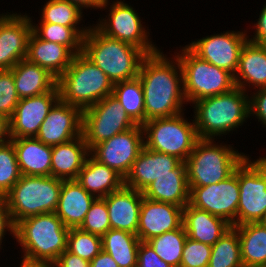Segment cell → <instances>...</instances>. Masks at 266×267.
<instances>
[{"instance_id":"6da1fadb","label":"cell","mask_w":266,"mask_h":267,"mask_svg":"<svg viewBox=\"0 0 266 267\" xmlns=\"http://www.w3.org/2000/svg\"><path fill=\"white\" fill-rule=\"evenodd\" d=\"M162 53L158 50L146 55L139 68L138 77L144 93L145 122L176 116L183 112V104L186 102L179 59L174 55L175 60L170 61Z\"/></svg>"},{"instance_id":"7a4b0ae2","label":"cell","mask_w":266,"mask_h":267,"mask_svg":"<svg viewBox=\"0 0 266 267\" xmlns=\"http://www.w3.org/2000/svg\"><path fill=\"white\" fill-rule=\"evenodd\" d=\"M239 87L194 102V121L200 139L227 135L250 117L249 96ZM214 136V137H213Z\"/></svg>"},{"instance_id":"3957f363","label":"cell","mask_w":266,"mask_h":267,"mask_svg":"<svg viewBox=\"0 0 266 267\" xmlns=\"http://www.w3.org/2000/svg\"><path fill=\"white\" fill-rule=\"evenodd\" d=\"M82 52L100 68L113 84L138 77L146 54L138 47L110 38L89 26Z\"/></svg>"},{"instance_id":"277c9868","label":"cell","mask_w":266,"mask_h":267,"mask_svg":"<svg viewBox=\"0 0 266 267\" xmlns=\"http://www.w3.org/2000/svg\"><path fill=\"white\" fill-rule=\"evenodd\" d=\"M67 228L55 212L26 217L15 224L24 258L54 263L67 250Z\"/></svg>"},{"instance_id":"5b68a950","label":"cell","mask_w":266,"mask_h":267,"mask_svg":"<svg viewBox=\"0 0 266 267\" xmlns=\"http://www.w3.org/2000/svg\"><path fill=\"white\" fill-rule=\"evenodd\" d=\"M114 84L83 52L57 79L59 98L82 111L112 95Z\"/></svg>"},{"instance_id":"8992f818","label":"cell","mask_w":266,"mask_h":267,"mask_svg":"<svg viewBox=\"0 0 266 267\" xmlns=\"http://www.w3.org/2000/svg\"><path fill=\"white\" fill-rule=\"evenodd\" d=\"M213 141L199 139L185 161L189 190L227 179L247 157L230 145H218Z\"/></svg>"},{"instance_id":"52a82bcc","label":"cell","mask_w":266,"mask_h":267,"mask_svg":"<svg viewBox=\"0 0 266 267\" xmlns=\"http://www.w3.org/2000/svg\"><path fill=\"white\" fill-rule=\"evenodd\" d=\"M62 181L52 176L21 175L3 197L14 224L26 217L55 212Z\"/></svg>"},{"instance_id":"ba28073f","label":"cell","mask_w":266,"mask_h":267,"mask_svg":"<svg viewBox=\"0 0 266 267\" xmlns=\"http://www.w3.org/2000/svg\"><path fill=\"white\" fill-rule=\"evenodd\" d=\"M177 53L182 72L186 102L227 93L235 88L234 76L196 56L187 46Z\"/></svg>"},{"instance_id":"9c48e42d","label":"cell","mask_w":266,"mask_h":267,"mask_svg":"<svg viewBox=\"0 0 266 267\" xmlns=\"http://www.w3.org/2000/svg\"><path fill=\"white\" fill-rule=\"evenodd\" d=\"M183 115L182 112L176 116L146 121L142 125L145 147L185 162L200 138L195 121L188 122Z\"/></svg>"},{"instance_id":"30bf717a","label":"cell","mask_w":266,"mask_h":267,"mask_svg":"<svg viewBox=\"0 0 266 267\" xmlns=\"http://www.w3.org/2000/svg\"><path fill=\"white\" fill-rule=\"evenodd\" d=\"M135 126L121 103L112 95L82 112V135L89 150L96 144Z\"/></svg>"},{"instance_id":"8fae6325","label":"cell","mask_w":266,"mask_h":267,"mask_svg":"<svg viewBox=\"0 0 266 267\" xmlns=\"http://www.w3.org/2000/svg\"><path fill=\"white\" fill-rule=\"evenodd\" d=\"M248 157L238 166L237 225L259 222L266 213V164Z\"/></svg>"},{"instance_id":"7c38bea8","label":"cell","mask_w":266,"mask_h":267,"mask_svg":"<svg viewBox=\"0 0 266 267\" xmlns=\"http://www.w3.org/2000/svg\"><path fill=\"white\" fill-rule=\"evenodd\" d=\"M239 203L238 167L227 179L207 186L193 187L189 192V204L218 216L237 226Z\"/></svg>"},{"instance_id":"4fadbf2b","label":"cell","mask_w":266,"mask_h":267,"mask_svg":"<svg viewBox=\"0 0 266 267\" xmlns=\"http://www.w3.org/2000/svg\"><path fill=\"white\" fill-rule=\"evenodd\" d=\"M108 18L102 19L95 27L104 35L140 48L146 55L159 50L148 38L149 32L141 24L138 13L129 4L116 1L110 5Z\"/></svg>"},{"instance_id":"5bb4252c","label":"cell","mask_w":266,"mask_h":267,"mask_svg":"<svg viewBox=\"0 0 266 267\" xmlns=\"http://www.w3.org/2000/svg\"><path fill=\"white\" fill-rule=\"evenodd\" d=\"M144 140L143 126L136 125L96 144L90 150V155L99 163L116 170L125 178L144 148Z\"/></svg>"},{"instance_id":"9a60e30c","label":"cell","mask_w":266,"mask_h":267,"mask_svg":"<svg viewBox=\"0 0 266 267\" xmlns=\"http://www.w3.org/2000/svg\"><path fill=\"white\" fill-rule=\"evenodd\" d=\"M248 40L245 32L226 31L192 41L186 45L200 59L235 75L241 49Z\"/></svg>"},{"instance_id":"2e32d148","label":"cell","mask_w":266,"mask_h":267,"mask_svg":"<svg viewBox=\"0 0 266 267\" xmlns=\"http://www.w3.org/2000/svg\"><path fill=\"white\" fill-rule=\"evenodd\" d=\"M82 110L60 99L48 112L36 138L49 146L69 142L82 135Z\"/></svg>"},{"instance_id":"e0dca14e","label":"cell","mask_w":266,"mask_h":267,"mask_svg":"<svg viewBox=\"0 0 266 267\" xmlns=\"http://www.w3.org/2000/svg\"><path fill=\"white\" fill-rule=\"evenodd\" d=\"M59 89L20 99L9 119L11 139L36 137L50 109L59 100Z\"/></svg>"},{"instance_id":"ac0fdd59","label":"cell","mask_w":266,"mask_h":267,"mask_svg":"<svg viewBox=\"0 0 266 267\" xmlns=\"http://www.w3.org/2000/svg\"><path fill=\"white\" fill-rule=\"evenodd\" d=\"M32 21L28 15L10 14L0 25V70L12 69L28 53Z\"/></svg>"},{"instance_id":"d6986e66","label":"cell","mask_w":266,"mask_h":267,"mask_svg":"<svg viewBox=\"0 0 266 267\" xmlns=\"http://www.w3.org/2000/svg\"><path fill=\"white\" fill-rule=\"evenodd\" d=\"M183 225V207L143 197L136 235L146 242Z\"/></svg>"},{"instance_id":"ffe728a7","label":"cell","mask_w":266,"mask_h":267,"mask_svg":"<svg viewBox=\"0 0 266 267\" xmlns=\"http://www.w3.org/2000/svg\"><path fill=\"white\" fill-rule=\"evenodd\" d=\"M182 161L175 156L150 150L144 146L125 177V186L142 192L156 177L172 174Z\"/></svg>"},{"instance_id":"44dd1931","label":"cell","mask_w":266,"mask_h":267,"mask_svg":"<svg viewBox=\"0 0 266 267\" xmlns=\"http://www.w3.org/2000/svg\"><path fill=\"white\" fill-rule=\"evenodd\" d=\"M109 213L111 229L137 233L140 207L143 200L142 192L125 185L106 197H103Z\"/></svg>"},{"instance_id":"7402d4cb","label":"cell","mask_w":266,"mask_h":267,"mask_svg":"<svg viewBox=\"0 0 266 267\" xmlns=\"http://www.w3.org/2000/svg\"><path fill=\"white\" fill-rule=\"evenodd\" d=\"M95 199L76 180L62 181L55 213L67 228H79Z\"/></svg>"},{"instance_id":"603a6c76","label":"cell","mask_w":266,"mask_h":267,"mask_svg":"<svg viewBox=\"0 0 266 267\" xmlns=\"http://www.w3.org/2000/svg\"><path fill=\"white\" fill-rule=\"evenodd\" d=\"M183 226L187 237L210 246L232 228L226 220L189 203L183 208Z\"/></svg>"},{"instance_id":"cb8c5ba5","label":"cell","mask_w":266,"mask_h":267,"mask_svg":"<svg viewBox=\"0 0 266 267\" xmlns=\"http://www.w3.org/2000/svg\"><path fill=\"white\" fill-rule=\"evenodd\" d=\"M189 185L185 162H181L172 174L156 177L143 191V197L155 201L185 207L189 203Z\"/></svg>"},{"instance_id":"d4e9b609","label":"cell","mask_w":266,"mask_h":267,"mask_svg":"<svg viewBox=\"0 0 266 267\" xmlns=\"http://www.w3.org/2000/svg\"><path fill=\"white\" fill-rule=\"evenodd\" d=\"M90 150L83 135L52 146L51 176L63 181L76 180Z\"/></svg>"},{"instance_id":"484cf974","label":"cell","mask_w":266,"mask_h":267,"mask_svg":"<svg viewBox=\"0 0 266 267\" xmlns=\"http://www.w3.org/2000/svg\"><path fill=\"white\" fill-rule=\"evenodd\" d=\"M234 82L243 91L247 85L250 88V84L255 89L266 88V44L246 41L241 49Z\"/></svg>"},{"instance_id":"4316f807","label":"cell","mask_w":266,"mask_h":267,"mask_svg":"<svg viewBox=\"0 0 266 267\" xmlns=\"http://www.w3.org/2000/svg\"><path fill=\"white\" fill-rule=\"evenodd\" d=\"M76 181L96 198H103L125 185V178L116 170L99 163L91 155L86 158Z\"/></svg>"},{"instance_id":"83f0119b","label":"cell","mask_w":266,"mask_h":267,"mask_svg":"<svg viewBox=\"0 0 266 267\" xmlns=\"http://www.w3.org/2000/svg\"><path fill=\"white\" fill-rule=\"evenodd\" d=\"M21 175L51 176L52 146L36 137L11 139Z\"/></svg>"},{"instance_id":"f1b7e54d","label":"cell","mask_w":266,"mask_h":267,"mask_svg":"<svg viewBox=\"0 0 266 267\" xmlns=\"http://www.w3.org/2000/svg\"><path fill=\"white\" fill-rule=\"evenodd\" d=\"M75 54L66 46L38 38L33 32L26 59L47 69L57 79L67 70Z\"/></svg>"},{"instance_id":"f546056e","label":"cell","mask_w":266,"mask_h":267,"mask_svg":"<svg viewBox=\"0 0 266 267\" xmlns=\"http://www.w3.org/2000/svg\"><path fill=\"white\" fill-rule=\"evenodd\" d=\"M17 95L20 99L29 98L53 91L57 78L47 69L22 59L12 68Z\"/></svg>"},{"instance_id":"4dcf8cb0","label":"cell","mask_w":266,"mask_h":267,"mask_svg":"<svg viewBox=\"0 0 266 267\" xmlns=\"http://www.w3.org/2000/svg\"><path fill=\"white\" fill-rule=\"evenodd\" d=\"M233 228L239 235L242 264L266 267V227L252 222Z\"/></svg>"},{"instance_id":"1f68e13d","label":"cell","mask_w":266,"mask_h":267,"mask_svg":"<svg viewBox=\"0 0 266 267\" xmlns=\"http://www.w3.org/2000/svg\"><path fill=\"white\" fill-rule=\"evenodd\" d=\"M101 239L102 250L110 254L119 267H137L138 248L141 240L136 234L110 229Z\"/></svg>"},{"instance_id":"d6a6232c","label":"cell","mask_w":266,"mask_h":267,"mask_svg":"<svg viewBox=\"0 0 266 267\" xmlns=\"http://www.w3.org/2000/svg\"><path fill=\"white\" fill-rule=\"evenodd\" d=\"M112 96L136 125L145 123L144 93L139 77L115 83Z\"/></svg>"},{"instance_id":"836d02e7","label":"cell","mask_w":266,"mask_h":267,"mask_svg":"<svg viewBox=\"0 0 266 267\" xmlns=\"http://www.w3.org/2000/svg\"><path fill=\"white\" fill-rule=\"evenodd\" d=\"M32 32L40 39L58 43L68 47L75 55L82 52L83 38L87 34L88 27H68L60 24L40 22L33 25ZM81 28V29H79Z\"/></svg>"},{"instance_id":"e575fe53","label":"cell","mask_w":266,"mask_h":267,"mask_svg":"<svg viewBox=\"0 0 266 267\" xmlns=\"http://www.w3.org/2000/svg\"><path fill=\"white\" fill-rule=\"evenodd\" d=\"M187 239L184 226L165 232L146 241L155 253L172 267H180L182 251Z\"/></svg>"},{"instance_id":"d590c367","label":"cell","mask_w":266,"mask_h":267,"mask_svg":"<svg viewBox=\"0 0 266 267\" xmlns=\"http://www.w3.org/2000/svg\"><path fill=\"white\" fill-rule=\"evenodd\" d=\"M242 265L239 235L232 227L211 246L208 267H240Z\"/></svg>"},{"instance_id":"8d00e7d4","label":"cell","mask_w":266,"mask_h":267,"mask_svg":"<svg viewBox=\"0 0 266 267\" xmlns=\"http://www.w3.org/2000/svg\"><path fill=\"white\" fill-rule=\"evenodd\" d=\"M41 22L60 24L68 27H79L82 10L67 0H49L41 10Z\"/></svg>"},{"instance_id":"74e56055","label":"cell","mask_w":266,"mask_h":267,"mask_svg":"<svg viewBox=\"0 0 266 267\" xmlns=\"http://www.w3.org/2000/svg\"><path fill=\"white\" fill-rule=\"evenodd\" d=\"M21 172L12 141L0 144V198L20 179Z\"/></svg>"},{"instance_id":"f35d334b","label":"cell","mask_w":266,"mask_h":267,"mask_svg":"<svg viewBox=\"0 0 266 267\" xmlns=\"http://www.w3.org/2000/svg\"><path fill=\"white\" fill-rule=\"evenodd\" d=\"M67 250L91 261L102 251V239L98 235L84 232L79 228H70L67 235Z\"/></svg>"},{"instance_id":"ab89813d","label":"cell","mask_w":266,"mask_h":267,"mask_svg":"<svg viewBox=\"0 0 266 267\" xmlns=\"http://www.w3.org/2000/svg\"><path fill=\"white\" fill-rule=\"evenodd\" d=\"M79 229L100 237L111 229L108 208L103 198L94 200Z\"/></svg>"},{"instance_id":"60d3db41","label":"cell","mask_w":266,"mask_h":267,"mask_svg":"<svg viewBox=\"0 0 266 267\" xmlns=\"http://www.w3.org/2000/svg\"><path fill=\"white\" fill-rule=\"evenodd\" d=\"M19 100L12 69L0 70V115L10 119Z\"/></svg>"},{"instance_id":"b9f144b4","label":"cell","mask_w":266,"mask_h":267,"mask_svg":"<svg viewBox=\"0 0 266 267\" xmlns=\"http://www.w3.org/2000/svg\"><path fill=\"white\" fill-rule=\"evenodd\" d=\"M211 256V246L187 237L180 267H208Z\"/></svg>"},{"instance_id":"7bdbcfd3","label":"cell","mask_w":266,"mask_h":267,"mask_svg":"<svg viewBox=\"0 0 266 267\" xmlns=\"http://www.w3.org/2000/svg\"><path fill=\"white\" fill-rule=\"evenodd\" d=\"M137 267H172L163 261L147 243L141 241L138 248Z\"/></svg>"},{"instance_id":"ee69618b","label":"cell","mask_w":266,"mask_h":267,"mask_svg":"<svg viewBox=\"0 0 266 267\" xmlns=\"http://www.w3.org/2000/svg\"><path fill=\"white\" fill-rule=\"evenodd\" d=\"M250 116L255 115L266 128V88H260L249 97Z\"/></svg>"},{"instance_id":"f6af8a7d","label":"cell","mask_w":266,"mask_h":267,"mask_svg":"<svg viewBox=\"0 0 266 267\" xmlns=\"http://www.w3.org/2000/svg\"><path fill=\"white\" fill-rule=\"evenodd\" d=\"M6 231L15 237V224L4 198H0V247Z\"/></svg>"},{"instance_id":"bcb514c9","label":"cell","mask_w":266,"mask_h":267,"mask_svg":"<svg viewBox=\"0 0 266 267\" xmlns=\"http://www.w3.org/2000/svg\"><path fill=\"white\" fill-rule=\"evenodd\" d=\"M54 267H91L90 261L65 250L53 263Z\"/></svg>"},{"instance_id":"7dc6e473","label":"cell","mask_w":266,"mask_h":267,"mask_svg":"<svg viewBox=\"0 0 266 267\" xmlns=\"http://www.w3.org/2000/svg\"><path fill=\"white\" fill-rule=\"evenodd\" d=\"M256 27L253 38H249L248 41L257 44H266V3L260 12L257 23L254 25Z\"/></svg>"},{"instance_id":"c3c4849f","label":"cell","mask_w":266,"mask_h":267,"mask_svg":"<svg viewBox=\"0 0 266 267\" xmlns=\"http://www.w3.org/2000/svg\"><path fill=\"white\" fill-rule=\"evenodd\" d=\"M91 267H119L110 254L102 250L91 261Z\"/></svg>"},{"instance_id":"681fc988","label":"cell","mask_w":266,"mask_h":267,"mask_svg":"<svg viewBox=\"0 0 266 267\" xmlns=\"http://www.w3.org/2000/svg\"><path fill=\"white\" fill-rule=\"evenodd\" d=\"M7 137V138H6ZM11 140L9 118L0 115V144Z\"/></svg>"},{"instance_id":"f907efd6","label":"cell","mask_w":266,"mask_h":267,"mask_svg":"<svg viewBox=\"0 0 266 267\" xmlns=\"http://www.w3.org/2000/svg\"><path fill=\"white\" fill-rule=\"evenodd\" d=\"M77 5L81 10L82 8H95L101 9L103 3L100 0H67Z\"/></svg>"},{"instance_id":"816d5d0a","label":"cell","mask_w":266,"mask_h":267,"mask_svg":"<svg viewBox=\"0 0 266 267\" xmlns=\"http://www.w3.org/2000/svg\"><path fill=\"white\" fill-rule=\"evenodd\" d=\"M21 267H54L53 263L47 261L31 260L23 257Z\"/></svg>"},{"instance_id":"f5cc1de1","label":"cell","mask_w":266,"mask_h":267,"mask_svg":"<svg viewBox=\"0 0 266 267\" xmlns=\"http://www.w3.org/2000/svg\"><path fill=\"white\" fill-rule=\"evenodd\" d=\"M10 15V13L9 14H0V25H1V23L8 17Z\"/></svg>"},{"instance_id":"db71d44e","label":"cell","mask_w":266,"mask_h":267,"mask_svg":"<svg viewBox=\"0 0 266 267\" xmlns=\"http://www.w3.org/2000/svg\"><path fill=\"white\" fill-rule=\"evenodd\" d=\"M259 222L266 227V213Z\"/></svg>"},{"instance_id":"11a10c76","label":"cell","mask_w":266,"mask_h":267,"mask_svg":"<svg viewBox=\"0 0 266 267\" xmlns=\"http://www.w3.org/2000/svg\"><path fill=\"white\" fill-rule=\"evenodd\" d=\"M100 1L103 3L101 9H102V8H103V9L106 8V6L108 7V5H107L108 2H109L108 0H100Z\"/></svg>"},{"instance_id":"9f6ffc18","label":"cell","mask_w":266,"mask_h":267,"mask_svg":"<svg viewBox=\"0 0 266 267\" xmlns=\"http://www.w3.org/2000/svg\"><path fill=\"white\" fill-rule=\"evenodd\" d=\"M266 164V156L260 158Z\"/></svg>"},{"instance_id":"6f0895ef","label":"cell","mask_w":266,"mask_h":267,"mask_svg":"<svg viewBox=\"0 0 266 267\" xmlns=\"http://www.w3.org/2000/svg\"><path fill=\"white\" fill-rule=\"evenodd\" d=\"M240 267H259V266H246V265H242Z\"/></svg>"}]
</instances>
